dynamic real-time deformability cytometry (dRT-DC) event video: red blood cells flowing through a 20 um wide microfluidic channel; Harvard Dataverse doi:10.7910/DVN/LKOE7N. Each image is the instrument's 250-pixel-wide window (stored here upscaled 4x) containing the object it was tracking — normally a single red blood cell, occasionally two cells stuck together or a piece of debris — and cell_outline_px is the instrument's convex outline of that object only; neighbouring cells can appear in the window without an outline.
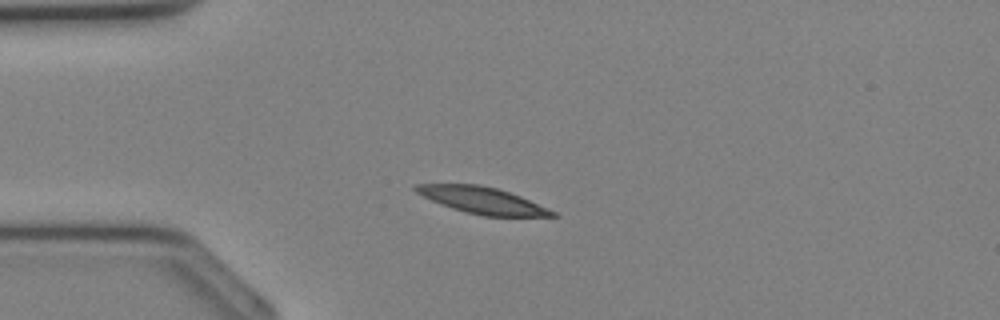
{"species": "Egyptian fruit bat (a non-hibernating species)", "species_latin": "Rousettus aegyptiacus", "temperature_condition": "cold", "stored_images_in_passage": 27, "camera_frame_rate_fps": 3000, "um_per_image_px": 0.085, "animal": {"sex": "female"}, "frame": {"image": 1, "passage_image": 1, "time_ms": 0.0, "image_size_px": [1000, 320], "cell_outline_px": [[560, 216], [484, 216], [452, 208], [432, 200], [416, 192], [412, 188], [416, 184], [480, 184], [496, 188], [520, 196], [548, 208], [556, 212]], "centroid_in_image_um": [41.01, 17.02], "position_along_channel_um": 44.0, "area_um2": 20.81}}
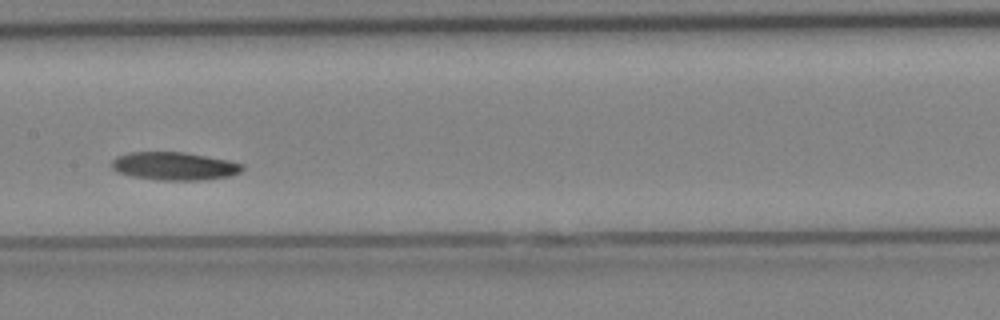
{"frame": {"image": 2, "passage_image": 10, "time_ms": 3.0, "image_size_px": [1000, 320], "cell_outline_px": [[244, 168], [240, 172], [232, 176], [200, 180], [160, 180], [132, 176], [116, 172], [112, 168], [112, 160], [116, 156], [128, 152], [184, 152], [228, 160], [244, 164]], "centroid_in_image_um": [14.82, 14.12], "position_along_channel_um": 192.6, "area_um2": 21.44}}
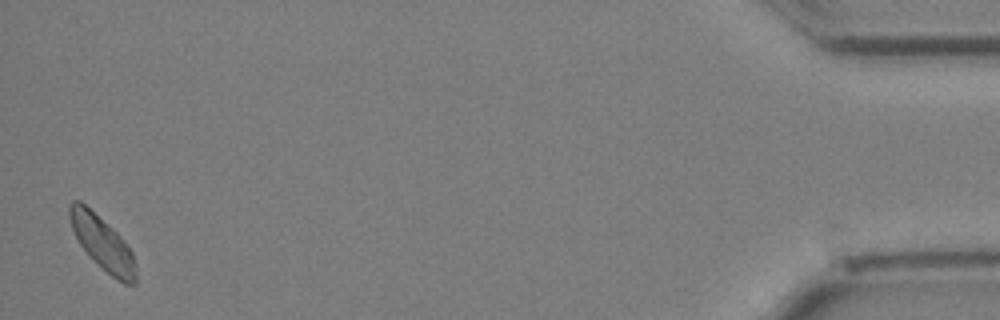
{"frame": {"image": 3, "passage_image": 27, "time_ms": 8.667, "image_size_px": [1000, 320], "cell_outline_px": [[136, 284], [124, 284], [112, 276], [96, 264], [80, 244], [72, 228], [68, 216], [68, 204], [72, 200], [80, 200], [112, 228], [124, 240], [132, 252], [136, 272]], "centroid_in_image_um": [8.69, 20.65], "position_along_channel_um": 426.5, "area_um2": 20.58}}